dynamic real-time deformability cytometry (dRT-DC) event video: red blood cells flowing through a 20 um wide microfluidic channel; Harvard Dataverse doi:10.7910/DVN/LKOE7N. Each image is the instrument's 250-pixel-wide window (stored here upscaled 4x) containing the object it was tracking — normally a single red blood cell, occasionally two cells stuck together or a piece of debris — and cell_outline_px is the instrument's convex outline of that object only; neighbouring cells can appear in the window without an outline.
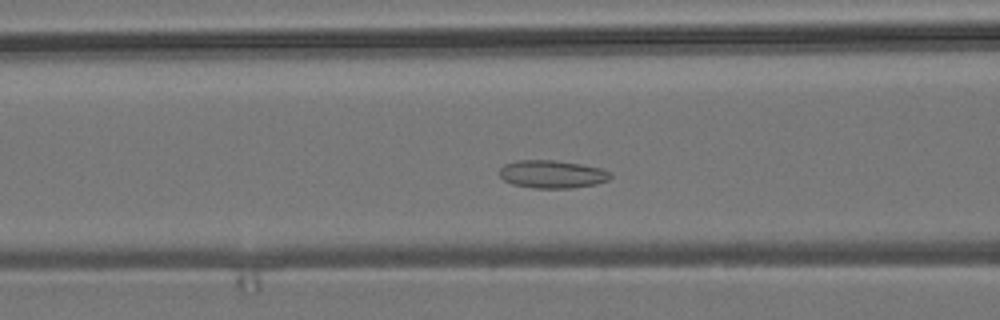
{"species": "common noctule bat (a hibernating species)", "species_latin": "Nyctalus noctula", "temperature_condition": "room temperature", "stored_images_in_passage": 48, "camera_frame_rate_fps": 3000, "um_per_image_px": 0.085, "animal": {"sex": "male", "body_mass_g": 19.2, "forearm_length_mm": 51.8}, "frame": {"image": 1, "passage_image": 15, "time_ms": 4.667, "image_size_px": [1000, 320], "cell_outline_px": [[612, 176], [608, 180], [596, 184], [572, 188], [532, 188], [512, 184], [504, 180], [500, 176], [500, 168], [504, 164], [516, 160], [556, 160], [580, 164], [600, 168], [612, 172]], "centroid_in_image_um": [46.93, 14.8], "position_along_channel_um": 119.7, "area_um2": 18.15}}
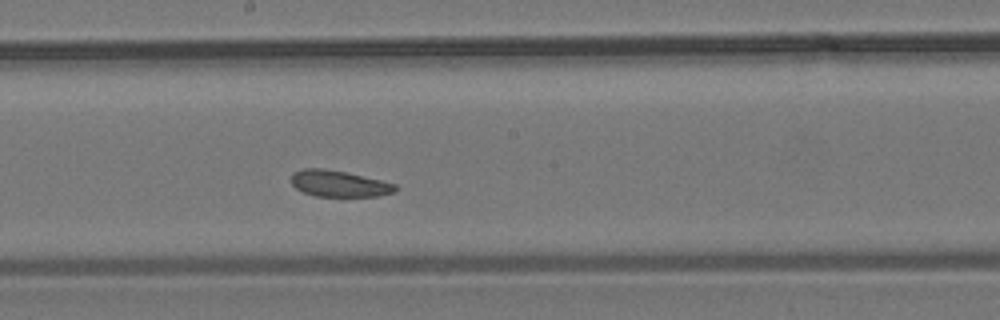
{"frame": {"image": 2, "passage_image": 23, "time_ms": 7.333, "image_size_px": [1000, 320], "cell_outline_px": [[400, 188], [396, 192], [380, 196], [312, 196], [296, 188], [292, 184], [292, 172], [304, 168], [324, 168], [344, 172], [380, 180], [396, 184]], "centroid_in_image_um": [28.84, 15.61], "position_along_channel_um": 219.4, "area_um2": 16.01}}
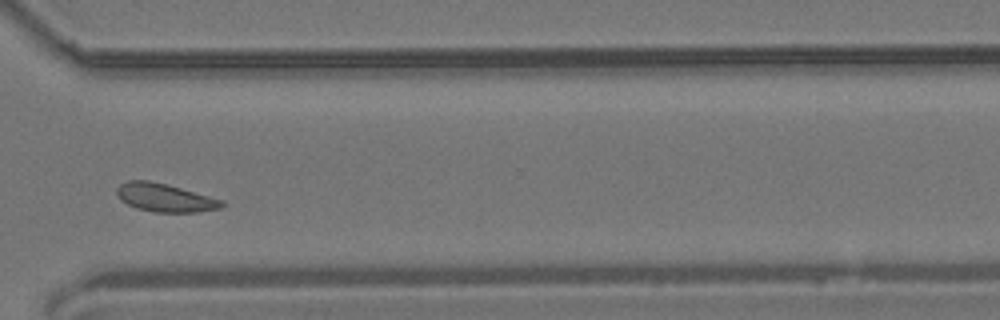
{"frame": {"image": 3, "passage_image": 34, "time_ms": 11.0, "image_size_px": [1000, 320], "cell_outline_px": [[224, 204], [220, 208], [196, 212], [152, 212], [136, 208], [120, 200], [116, 192], [116, 188], [120, 184], [128, 180], [148, 180], [180, 188], [224, 200]], "centroid_in_image_um": [13.98, 16.81], "position_along_channel_um": 356.6, "area_um2": 17.17}, "authors_computed_cell_mechanics": {"area_um2": 17.1666, "velocity_mm_per_s": 3.7474, "shape_relaxation_time_tau1_ms": null, "shape_relaxation_time_tau2_ms": 2.1853, "deformation_change_tau1": null, "deformation_change_tau2": 0.0767}}